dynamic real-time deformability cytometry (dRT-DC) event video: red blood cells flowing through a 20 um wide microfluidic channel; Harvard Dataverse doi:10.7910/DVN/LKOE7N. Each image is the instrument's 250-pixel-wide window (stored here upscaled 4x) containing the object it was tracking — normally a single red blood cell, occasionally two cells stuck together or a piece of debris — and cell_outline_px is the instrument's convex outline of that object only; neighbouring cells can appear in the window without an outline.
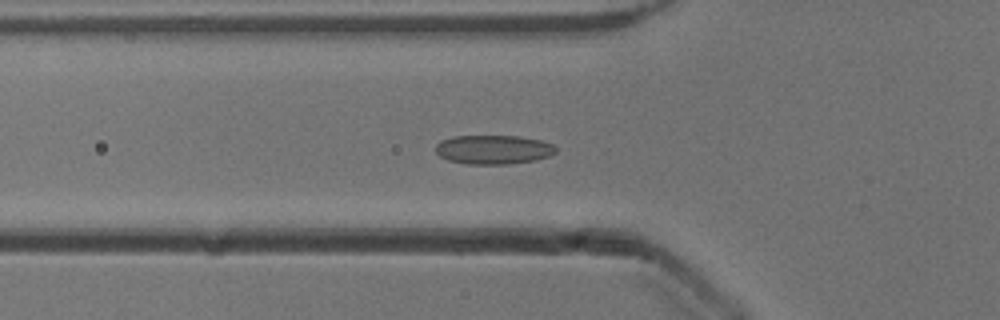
{"species": "common noctule bat (a hibernating species)", "species_latin": "Nyctalus noctula", "temperature_condition": "cold", "stored_images_in_passage": 53, "camera_frame_rate_fps": 3000, "um_per_image_px": 0.085, "animal": {"sex": "male", "body_mass_g": 13.3}, "frame": {"image": 1, "passage_image": 19, "time_ms": 6.0, "image_size_px": [1000, 320], "cell_outline_px": [[556, 152], [548, 156], [536, 160], [508, 164], [468, 164], [448, 160], [440, 156], [436, 152], [436, 144], [440, 140], [452, 136], [520, 136], [540, 140], [552, 144], [556, 148]], "centroid_in_image_um": [41.92, 12.71], "position_along_channel_um": 83.9, "area_um2": 20.4}}
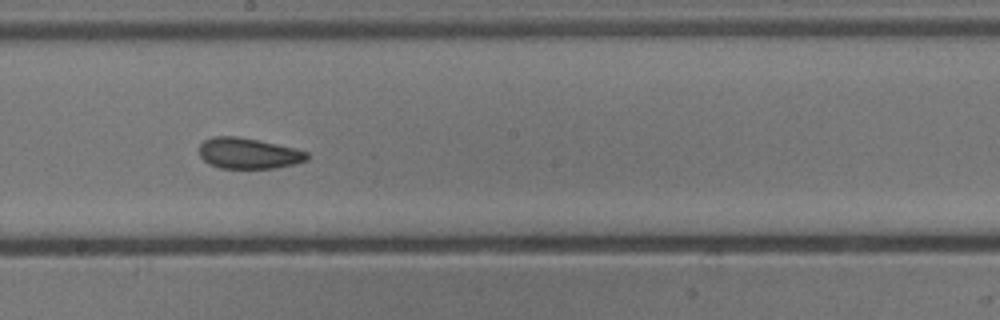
{"frame": {"image": 2, "passage_image": 30, "time_ms": 9.667, "image_size_px": [1000, 320], "cell_outline_px": [[308, 160], [296, 164], [276, 168], [220, 168], [208, 164], [200, 156], [200, 144], [204, 140], [212, 136], [236, 136], [296, 148], [308, 152]], "centroid_in_image_um": [21.13, 13.04], "position_along_channel_um": 227.1, "area_um2": 19.42}}
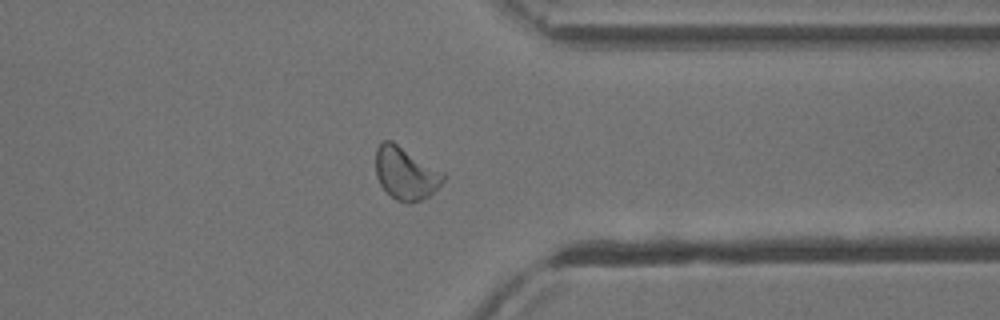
{"frame": {"image": 3, "passage_image": 42, "time_ms": 13.667, "image_size_px": [1000, 320], "cell_outline_px": [[444, 180], [428, 196], [420, 200], [408, 204], [396, 200], [380, 184], [376, 176], [376, 148], [384, 140], [392, 140], [444, 172]], "centroid_in_image_um": [34.47, 14.71], "position_along_channel_um": 376.9, "area_um2": 20.58}, "authors_computed_cell_mechanics": {"area_um2": 20.4034, "velocity_mm_per_s": 3.8923, "shape_relaxation_time_tau1_ms": 8.7467, "shape_relaxation_time_tau2_ms": 1.5338, "deformation_change_tau1": 0.1099, "deformation_change_tau2": 0.0659}}